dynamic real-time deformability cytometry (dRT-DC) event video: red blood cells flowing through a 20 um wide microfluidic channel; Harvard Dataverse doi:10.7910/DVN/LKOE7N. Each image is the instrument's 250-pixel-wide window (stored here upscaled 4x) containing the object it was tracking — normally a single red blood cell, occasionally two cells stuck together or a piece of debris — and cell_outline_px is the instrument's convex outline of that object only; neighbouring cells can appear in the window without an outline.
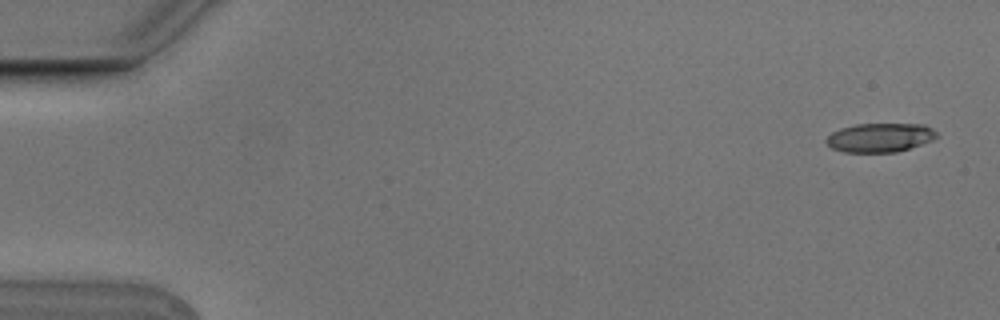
{"species": "Egyptian fruit bat (a non-hibernating species)", "species_latin": "Rousettus aegyptiacus", "temperature_condition": "cold", "stored_images_in_passage": 4, "camera_frame_rate_fps": 3000, "um_per_image_px": 0.085, "animal": {"sex": "male"}, "frame": {"image": 1, "passage_image": 1, "time_ms": 0.0, "image_size_px": [1000, 320], "cell_outline_px": [[940, 136], [932, 140], [896, 152], [844, 152], [832, 148], [824, 140], [832, 132], [840, 128], [856, 124], [924, 124], [932, 128]], "centroid_in_image_um": [74.8, 11.68], "position_along_channel_um": 10.2, "area_um2": 18.61}}